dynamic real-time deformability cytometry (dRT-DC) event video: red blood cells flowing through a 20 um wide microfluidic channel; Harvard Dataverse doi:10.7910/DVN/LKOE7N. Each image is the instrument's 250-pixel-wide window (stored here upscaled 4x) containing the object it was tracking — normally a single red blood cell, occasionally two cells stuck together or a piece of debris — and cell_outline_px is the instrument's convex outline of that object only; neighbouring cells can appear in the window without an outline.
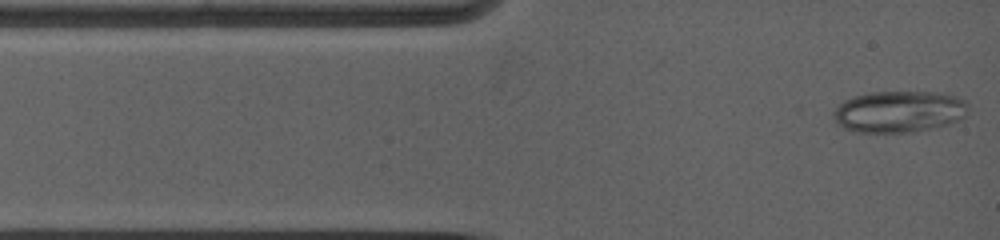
{"species": "common noctule bat (a hibernating species)", "species_latin": "Nyctalus noctula", "temperature_condition": "warm", "stored_images_in_passage": 33, "camera_frame_rate_fps": 5000, "um_per_image_px": 0.085, "animal": {"sex": "female", "body_mass_g": 19.0, "forearm_length_mm": 53.3}, "frame": {"image": 1, "passage_image": 1, "time_ms": 0.0, "image_size_px": [1000, 240], "cell_outline_px": [[964, 104], [936, 124], [920, 128], [896, 132], [864, 132], [848, 128], [840, 124], [836, 120], [836, 108], [840, 104], [856, 96], [876, 92], [928, 92], [948, 96], [960, 100]], "centroid_in_image_um": [76.08, 9.44], "position_along_channel_um": 8.9, "area_um2": 28.73}}
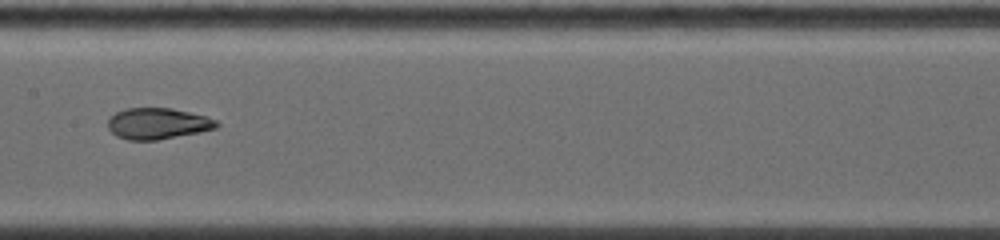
{"frame": {"image": 2, "passage_image": 20, "time_ms": 5.8, "image_size_px": [1000, 240], "cell_outline_px": [[220, 124], [216, 128], [156, 140], [128, 140], [112, 132], [108, 128], [108, 120], [116, 112], [128, 108], [172, 108], [204, 116], [216, 120]], "centroid_in_image_um": [13.39, 10.49], "position_along_channel_um": 194.0, "area_um2": 19.31}}
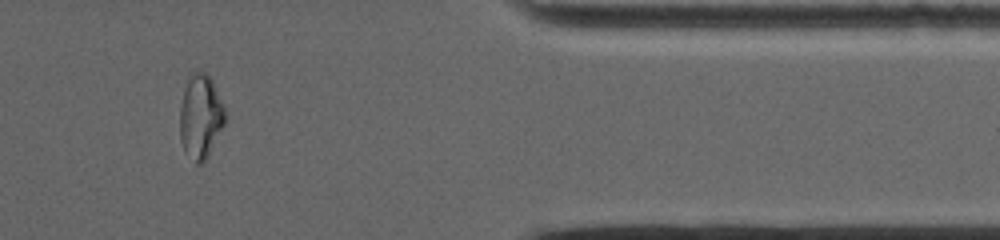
{"frame": {"image": 3, "passage_image": 31, "time_ms": 11.6, "image_size_px": [1000, 240], "cell_outline_px": [[224, 124], [204, 164], [196, 164], [184, 152], [180, 140], [180, 104], [188, 76], [192, 72], [204, 72], [212, 80], [224, 104]], "centroid_in_image_um": [17.03, 9.93], "position_along_channel_um": 394.4, "area_um2": 22.25}, "authors_computed_cell_mechanics": {"area_um2": 20.8658, "velocity_mm_per_s": 3.9217, "shape_relaxation_time_tau1_ms": null, "shape_relaxation_time_tau2_ms": 1.1551, "deformation_change_tau1": null, "deformation_change_tau2": 0.0551}}